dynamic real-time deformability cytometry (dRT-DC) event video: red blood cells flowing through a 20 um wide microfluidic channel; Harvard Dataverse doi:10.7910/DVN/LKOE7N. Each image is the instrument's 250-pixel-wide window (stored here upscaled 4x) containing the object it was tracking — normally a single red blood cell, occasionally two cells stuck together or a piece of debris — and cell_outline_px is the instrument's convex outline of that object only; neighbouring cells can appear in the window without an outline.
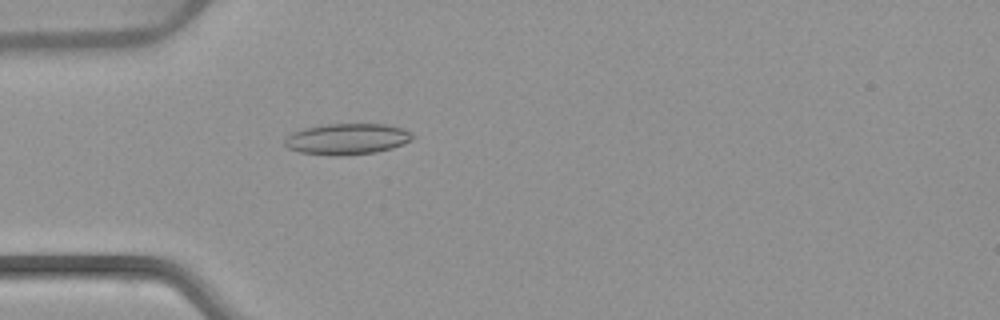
{"species": "common noctule bat (a hibernating species)", "species_latin": "Nyctalus noctula", "temperature_condition": "warm", "stored_images_in_passage": 34, "camera_frame_rate_fps": 3000, "um_per_image_px": 0.085, "animal": {"sex": "female", "body_mass_g": 22.7, "forearm_length_mm": 54.2}, "frame": {"image": 1, "passage_image": 1, "time_ms": 0.0, "image_size_px": [1000, 320], "cell_outline_px": [[416, 136], [412, 140], [392, 148], [376, 152], [340, 156], [328, 156], [300, 152], [288, 148], [284, 144], [284, 140], [292, 132], [304, 128], [328, 124], [384, 124], [404, 128]], "centroid_in_image_um": [29.51, 11.82], "position_along_channel_um": 55.5, "area_um2": 23.29}}
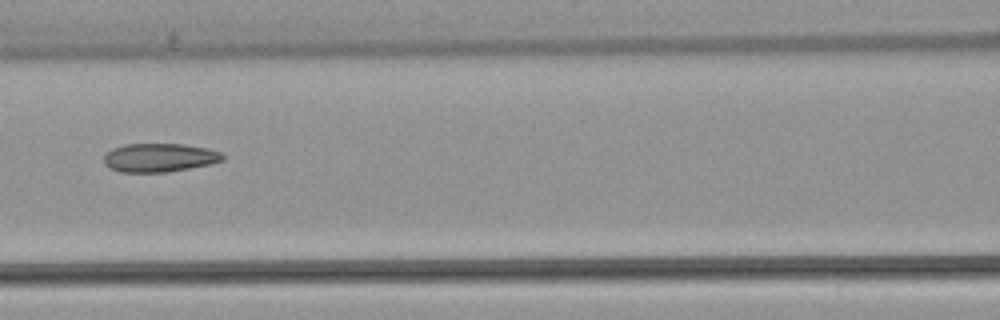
{"frame": {"image": 2, "passage_image": 9, "time_ms": 2.667, "image_size_px": [1000, 320], "cell_outline_px": [[224, 160], [212, 164], [168, 172], [120, 172], [104, 164], [104, 156], [112, 148], [124, 144], [184, 144], [208, 148], [220, 152], [224, 156]], "centroid_in_image_um": [13.57, 13.4], "position_along_channel_um": 153.0, "area_um2": 19.88}}
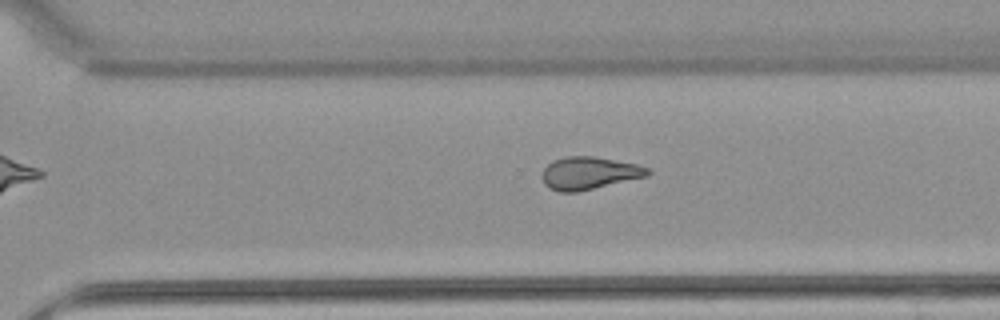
{"frame": {"image": 3, "passage_image": 22, "time_ms": 7.0, "image_size_px": [1000, 320], "cell_outline_px": [[652, 172], [648, 176], [580, 192], [560, 192], [548, 188], [544, 184], [540, 176], [544, 168], [552, 160], [568, 156], [592, 156], [636, 164], [648, 168]], "centroid_in_image_um": [50.05, 14.73], "position_along_channel_um": 320.6, "area_um2": 20.29}, "authors_computed_cell_mechanics": {"area_um2": 19.8832, "velocity_mm_per_s": 3.8862, "shape_relaxation_time_tau1_ms": null, "shape_relaxation_time_tau2_ms": 3.264, "deformation_change_tau1": null, "deformation_change_tau2": 0.1134}}